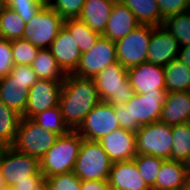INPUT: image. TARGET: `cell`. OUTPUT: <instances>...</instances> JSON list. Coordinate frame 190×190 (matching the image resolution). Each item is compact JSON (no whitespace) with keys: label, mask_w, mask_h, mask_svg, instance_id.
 <instances>
[{"label":"cell","mask_w":190,"mask_h":190,"mask_svg":"<svg viewBox=\"0 0 190 190\" xmlns=\"http://www.w3.org/2000/svg\"><path fill=\"white\" fill-rule=\"evenodd\" d=\"M132 160L147 186L151 190H155V181L164 159L152 155L137 154Z\"/></svg>","instance_id":"obj_33"},{"label":"cell","mask_w":190,"mask_h":190,"mask_svg":"<svg viewBox=\"0 0 190 190\" xmlns=\"http://www.w3.org/2000/svg\"><path fill=\"white\" fill-rule=\"evenodd\" d=\"M103 150L112 163L132 160L136 155V135L119 128L100 139Z\"/></svg>","instance_id":"obj_18"},{"label":"cell","mask_w":190,"mask_h":190,"mask_svg":"<svg viewBox=\"0 0 190 190\" xmlns=\"http://www.w3.org/2000/svg\"><path fill=\"white\" fill-rule=\"evenodd\" d=\"M114 2V0H86L78 19L83 21L94 32L103 35Z\"/></svg>","instance_id":"obj_22"},{"label":"cell","mask_w":190,"mask_h":190,"mask_svg":"<svg viewBox=\"0 0 190 190\" xmlns=\"http://www.w3.org/2000/svg\"><path fill=\"white\" fill-rule=\"evenodd\" d=\"M31 119L43 129L53 131L59 136L66 135L71 131L63 119L59 105L39 112Z\"/></svg>","instance_id":"obj_30"},{"label":"cell","mask_w":190,"mask_h":190,"mask_svg":"<svg viewBox=\"0 0 190 190\" xmlns=\"http://www.w3.org/2000/svg\"><path fill=\"white\" fill-rule=\"evenodd\" d=\"M171 190H185V188H177V189H171Z\"/></svg>","instance_id":"obj_51"},{"label":"cell","mask_w":190,"mask_h":190,"mask_svg":"<svg viewBox=\"0 0 190 190\" xmlns=\"http://www.w3.org/2000/svg\"><path fill=\"white\" fill-rule=\"evenodd\" d=\"M107 183L116 190H151L133 160L112 163Z\"/></svg>","instance_id":"obj_19"},{"label":"cell","mask_w":190,"mask_h":190,"mask_svg":"<svg viewBox=\"0 0 190 190\" xmlns=\"http://www.w3.org/2000/svg\"><path fill=\"white\" fill-rule=\"evenodd\" d=\"M167 92L134 94L125 104L130 115V131L136 133L141 126L159 121Z\"/></svg>","instance_id":"obj_11"},{"label":"cell","mask_w":190,"mask_h":190,"mask_svg":"<svg viewBox=\"0 0 190 190\" xmlns=\"http://www.w3.org/2000/svg\"><path fill=\"white\" fill-rule=\"evenodd\" d=\"M111 166L99 141L83 139L73 170L80 180L108 181Z\"/></svg>","instance_id":"obj_6"},{"label":"cell","mask_w":190,"mask_h":190,"mask_svg":"<svg viewBox=\"0 0 190 190\" xmlns=\"http://www.w3.org/2000/svg\"><path fill=\"white\" fill-rule=\"evenodd\" d=\"M185 190H190V175L186 177Z\"/></svg>","instance_id":"obj_45"},{"label":"cell","mask_w":190,"mask_h":190,"mask_svg":"<svg viewBox=\"0 0 190 190\" xmlns=\"http://www.w3.org/2000/svg\"><path fill=\"white\" fill-rule=\"evenodd\" d=\"M64 26L74 37V40L76 41L81 53H84L92 48L101 36L99 33L91 30L83 21L78 18L64 20Z\"/></svg>","instance_id":"obj_28"},{"label":"cell","mask_w":190,"mask_h":190,"mask_svg":"<svg viewBox=\"0 0 190 190\" xmlns=\"http://www.w3.org/2000/svg\"><path fill=\"white\" fill-rule=\"evenodd\" d=\"M4 5L14 10L27 24L46 4V0H3Z\"/></svg>","instance_id":"obj_35"},{"label":"cell","mask_w":190,"mask_h":190,"mask_svg":"<svg viewBox=\"0 0 190 190\" xmlns=\"http://www.w3.org/2000/svg\"><path fill=\"white\" fill-rule=\"evenodd\" d=\"M14 65H31L39 48L25 39L11 41Z\"/></svg>","instance_id":"obj_34"},{"label":"cell","mask_w":190,"mask_h":190,"mask_svg":"<svg viewBox=\"0 0 190 190\" xmlns=\"http://www.w3.org/2000/svg\"><path fill=\"white\" fill-rule=\"evenodd\" d=\"M49 50L57 60L59 67L67 74H73L76 70L81 51L69 30L63 26L56 38L52 41Z\"/></svg>","instance_id":"obj_17"},{"label":"cell","mask_w":190,"mask_h":190,"mask_svg":"<svg viewBox=\"0 0 190 190\" xmlns=\"http://www.w3.org/2000/svg\"><path fill=\"white\" fill-rule=\"evenodd\" d=\"M39 79L64 82L66 74L59 67L49 48L39 49L31 64Z\"/></svg>","instance_id":"obj_24"},{"label":"cell","mask_w":190,"mask_h":190,"mask_svg":"<svg viewBox=\"0 0 190 190\" xmlns=\"http://www.w3.org/2000/svg\"><path fill=\"white\" fill-rule=\"evenodd\" d=\"M173 146L171 160L184 162L190 153V123L171 126Z\"/></svg>","instance_id":"obj_31"},{"label":"cell","mask_w":190,"mask_h":190,"mask_svg":"<svg viewBox=\"0 0 190 190\" xmlns=\"http://www.w3.org/2000/svg\"><path fill=\"white\" fill-rule=\"evenodd\" d=\"M186 12L188 13V16L190 17V7L186 10Z\"/></svg>","instance_id":"obj_50"},{"label":"cell","mask_w":190,"mask_h":190,"mask_svg":"<svg viewBox=\"0 0 190 190\" xmlns=\"http://www.w3.org/2000/svg\"><path fill=\"white\" fill-rule=\"evenodd\" d=\"M1 190H15V188L12 185H4Z\"/></svg>","instance_id":"obj_47"},{"label":"cell","mask_w":190,"mask_h":190,"mask_svg":"<svg viewBox=\"0 0 190 190\" xmlns=\"http://www.w3.org/2000/svg\"><path fill=\"white\" fill-rule=\"evenodd\" d=\"M82 141L76 130L59 136L40 160V171L45 178L73 171Z\"/></svg>","instance_id":"obj_2"},{"label":"cell","mask_w":190,"mask_h":190,"mask_svg":"<svg viewBox=\"0 0 190 190\" xmlns=\"http://www.w3.org/2000/svg\"><path fill=\"white\" fill-rule=\"evenodd\" d=\"M157 3L160 8V16L163 20L186 12L190 6V0H157Z\"/></svg>","instance_id":"obj_38"},{"label":"cell","mask_w":190,"mask_h":190,"mask_svg":"<svg viewBox=\"0 0 190 190\" xmlns=\"http://www.w3.org/2000/svg\"><path fill=\"white\" fill-rule=\"evenodd\" d=\"M151 26L139 25L128 35L115 42L118 62L126 69L147 62Z\"/></svg>","instance_id":"obj_9"},{"label":"cell","mask_w":190,"mask_h":190,"mask_svg":"<svg viewBox=\"0 0 190 190\" xmlns=\"http://www.w3.org/2000/svg\"><path fill=\"white\" fill-rule=\"evenodd\" d=\"M179 49L178 41L162 25L151 26L147 62L164 67L173 59L178 58Z\"/></svg>","instance_id":"obj_16"},{"label":"cell","mask_w":190,"mask_h":190,"mask_svg":"<svg viewBox=\"0 0 190 190\" xmlns=\"http://www.w3.org/2000/svg\"><path fill=\"white\" fill-rule=\"evenodd\" d=\"M183 164H184L186 174L190 175V153L187 156V158L184 160Z\"/></svg>","instance_id":"obj_44"},{"label":"cell","mask_w":190,"mask_h":190,"mask_svg":"<svg viewBox=\"0 0 190 190\" xmlns=\"http://www.w3.org/2000/svg\"><path fill=\"white\" fill-rule=\"evenodd\" d=\"M120 128L111 103L100 101L84 118L76 131L83 139L100 141L104 136Z\"/></svg>","instance_id":"obj_12"},{"label":"cell","mask_w":190,"mask_h":190,"mask_svg":"<svg viewBox=\"0 0 190 190\" xmlns=\"http://www.w3.org/2000/svg\"><path fill=\"white\" fill-rule=\"evenodd\" d=\"M45 187L48 190H81V180L71 171L45 178Z\"/></svg>","instance_id":"obj_36"},{"label":"cell","mask_w":190,"mask_h":190,"mask_svg":"<svg viewBox=\"0 0 190 190\" xmlns=\"http://www.w3.org/2000/svg\"><path fill=\"white\" fill-rule=\"evenodd\" d=\"M139 25L133 12L122 1H115L102 36L116 42Z\"/></svg>","instance_id":"obj_20"},{"label":"cell","mask_w":190,"mask_h":190,"mask_svg":"<svg viewBox=\"0 0 190 190\" xmlns=\"http://www.w3.org/2000/svg\"><path fill=\"white\" fill-rule=\"evenodd\" d=\"M186 177L183 162L164 160L155 181V190L185 188Z\"/></svg>","instance_id":"obj_23"},{"label":"cell","mask_w":190,"mask_h":190,"mask_svg":"<svg viewBox=\"0 0 190 190\" xmlns=\"http://www.w3.org/2000/svg\"><path fill=\"white\" fill-rule=\"evenodd\" d=\"M4 185H5V182L0 172V190L3 188Z\"/></svg>","instance_id":"obj_48"},{"label":"cell","mask_w":190,"mask_h":190,"mask_svg":"<svg viewBox=\"0 0 190 190\" xmlns=\"http://www.w3.org/2000/svg\"><path fill=\"white\" fill-rule=\"evenodd\" d=\"M159 121L167 125L190 122V92H168Z\"/></svg>","instance_id":"obj_21"},{"label":"cell","mask_w":190,"mask_h":190,"mask_svg":"<svg viewBox=\"0 0 190 190\" xmlns=\"http://www.w3.org/2000/svg\"><path fill=\"white\" fill-rule=\"evenodd\" d=\"M63 26L64 20L46 3L26 24L22 39L39 49L49 48Z\"/></svg>","instance_id":"obj_8"},{"label":"cell","mask_w":190,"mask_h":190,"mask_svg":"<svg viewBox=\"0 0 190 190\" xmlns=\"http://www.w3.org/2000/svg\"><path fill=\"white\" fill-rule=\"evenodd\" d=\"M100 101L93 79L66 75L62 83L59 106L63 119L71 130H76Z\"/></svg>","instance_id":"obj_1"},{"label":"cell","mask_w":190,"mask_h":190,"mask_svg":"<svg viewBox=\"0 0 190 190\" xmlns=\"http://www.w3.org/2000/svg\"><path fill=\"white\" fill-rule=\"evenodd\" d=\"M162 26L175 37L180 46H190V17L187 12L166 18Z\"/></svg>","instance_id":"obj_32"},{"label":"cell","mask_w":190,"mask_h":190,"mask_svg":"<svg viewBox=\"0 0 190 190\" xmlns=\"http://www.w3.org/2000/svg\"><path fill=\"white\" fill-rule=\"evenodd\" d=\"M105 190H116L115 188H113L112 186H110V185H107L106 187H105Z\"/></svg>","instance_id":"obj_49"},{"label":"cell","mask_w":190,"mask_h":190,"mask_svg":"<svg viewBox=\"0 0 190 190\" xmlns=\"http://www.w3.org/2000/svg\"><path fill=\"white\" fill-rule=\"evenodd\" d=\"M58 137V134L43 129L31 118L22 117L11 147L20 153L41 160Z\"/></svg>","instance_id":"obj_5"},{"label":"cell","mask_w":190,"mask_h":190,"mask_svg":"<svg viewBox=\"0 0 190 190\" xmlns=\"http://www.w3.org/2000/svg\"><path fill=\"white\" fill-rule=\"evenodd\" d=\"M117 61L115 42L101 35L92 48L81 54L73 75L93 79L100 71Z\"/></svg>","instance_id":"obj_13"},{"label":"cell","mask_w":190,"mask_h":190,"mask_svg":"<svg viewBox=\"0 0 190 190\" xmlns=\"http://www.w3.org/2000/svg\"><path fill=\"white\" fill-rule=\"evenodd\" d=\"M86 0H46V3L63 19L79 18Z\"/></svg>","instance_id":"obj_37"},{"label":"cell","mask_w":190,"mask_h":190,"mask_svg":"<svg viewBox=\"0 0 190 190\" xmlns=\"http://www.w3.org/2000/svg\"><path fill=\"white\" fill-rule=\"evenodd\" d=\"M107 181L81 180V190H105Z\"/></svg>","instance_id":"obj_42"},{"label":"cell","mask_w":190,"mask_h":190,"mask_svg":"<svg viewBox=\"0 0 190 190\" xmlns=\"http://www.w3.org/2000/svg\"><path fill=\"white\" fill-rule=\"evenodd\" d=\"M178 58L190 69V46H180Z\"/></svg>","instance_id":"obj_43"},{"label":"cell","mask_w":190,"mask_h":190,"mask_svg":"<svg viewBox=\"0 0 190 190\" xmlns=\"http://www.w3.org/2000/svg\"><path fill=\"white\" fill-rule=\"evenodd\" d=\"M133 12L140 25L161 26L163 19L157 0H122Z\"/></svg>","instance_id":"obj_26"},{"label":"cell","mask_w":190,"mask_h":190,"mask_svg":"<svg viewBox=\"0 0 190 190\" xmlns=\"http://www.w3.org/2000/svg\"><path fill=\"white\" fill-rule=\"evenodd\" d=\"M45 187V176L40 171L32 180H23L14 185L15 190H41Z\"/></svg>","instance_id":"obj_40"},{"label":"cell","mask_w":190,"mask_h":190,"mask_svg":"<svg viewBox=\"0 0 190 190\" xmlns=\"http://www.w3.org/2000/svg\"><path fill=\"white\" fill-rule=\"evenodd\" d=\"M166 92H190V69L179 60L173 59L164 66Z\"/></svg>","instance_id":"obj_25"},{"label":"cell","mask_w":190,"mask_h":190,"mask_svg":"<svg viewBox=\"0 0 190 190\" xmlns=\"http://www.w3.org/2000/svg\"><path fill=\"white\" fill-rule=\"evenodd\" d=\"M135 135L137 154L171 160L173 146L171 125L157 121L141 126Z\"/></svg>","instance_id":"obj_7"},{"label":"cell","mask_w":190,"mask_h":190,"mask_svg":"<svg viewBox=\"0 0 190 190\" xmlns=\"http://www.w3.org/2000/svg\"><path fill=\"white\" fill-rule=\"evenodd\" d=\"M13 67L11 41L0 38V78L7 76Z\"/></svg>","instance_id":"obj_39"},{"label":"cell","mask_w":190,"mask_h":190,"mask_svg":"<svg viewBox=\"0 0 190 190\" xmlns=\"http://www.w3.org/2000/svg\"><path fill=\"white\" fill-rule=\"evenodd\" d=\"M127 73L134 94L166 92L165 71L163 66L144 62L127 69Z\"/></svg>","instance_id":"obj_15"},{"label":"cell","mask_w":190,"mask_h":190,"mask_svg":"<svg viewBox=\"0 0 190 190\" xmlns=\"http://www.w3.org/2000/svg\"><path fill=\"white\" fill-rule=\"evenodd\" d=\"M38 79L31 65H14L7 76L0 78V101L23 115L29 89Z\"/></svg>","instance_id":"obj_3"},{"label":"cell","mask_w":190,"mask_h":190,"mask_svg":"<svg viewBox=\"0 0 190 190\" xmlns=\"http://www.w3.org/2000/svg\"><path fill=\"white\" fill-rule=\"evenodd\" d=\"M62 83L38 79L29 89L25 113L22 117L32 118L39 112L59 105Z\"/></svg>","instance_id":"obj_14"},{"label":"cell","mask_w":190,"mask_h":190,"mask_svg":"<svg viewBox=\"0 0 190 190\" xmlns=\"http://www.w3.org/2000/svg\"><path fill=\"white\" fill-rule=\"evenodd\" d=\"M22 115L0 101V141L7 147L14 142Z\"/></svg>","instance_id":"obj_29"},{"label":"cell","mask_w":190,"mask_h":190,"mask_svg":"<svg viewBox=\"0 0 190 190\" xmlns=\"http://www.w3.org/2000/svg\"><path fill=\"white\" fill-rule=\"evenodd\" d=\"M7 146L0 141V157Z\"/></svg>","instance_id":"obj_46"},{"label":"cell","mask_w":190,"mask_h":190,"mask_svg":"<svg viewBox=\"0 0 190 190\" xmlns=\"http://www.w3.org/2000/svg\"><path fill=\"white\" fill-rule=\"evenodd\" d=\"M25 30V21L14 10L2 3L0 6V38L10 41L22 39Z\"/></svg>","instance_id":"obj_27"},{"label":"cell","mask_w":190,"mask_h":190,"mask_svg":"<svg viewBox=\"0 0 190 190\" xmlns=\"http://www.w3.org/2000/svg\"><path fill=\"white\" fill-rule=\"evenodd\" d=\"M0 172L5 185L14 186L23 180H32L40 172V160L9 146L0 157Z\"/></svg>","instance_id":"obj_10"},{"label":"cell","mask_w":190,"mask_h":190,"mask_svg":"<svg viewBox=\"0 0 190 190\" xmlns=\"http://www.w3.org/2000/svg\"><path fill=\"white\" fill-rule=\"evenodd\" d=\"M93 81L100 100L112 105L126 104L134 95L127 69L118 61L100 71Z\"/></svg>","instance_id":"obj_4"},{"label":"cell","mask_w":190,"mask_h":190,"mask_svg":"<svg viewBox=\"0 0 190 190\" xmlns=\"http://www.w3.org/2000/svg\"><path fill=\"white\" fill-rule=\"evenodd\" d=\"M115 114L120 124V128L130 131V115L125 104L113 105Z\"/></svg>","instance_id":"obj_41"}]
</instances>
